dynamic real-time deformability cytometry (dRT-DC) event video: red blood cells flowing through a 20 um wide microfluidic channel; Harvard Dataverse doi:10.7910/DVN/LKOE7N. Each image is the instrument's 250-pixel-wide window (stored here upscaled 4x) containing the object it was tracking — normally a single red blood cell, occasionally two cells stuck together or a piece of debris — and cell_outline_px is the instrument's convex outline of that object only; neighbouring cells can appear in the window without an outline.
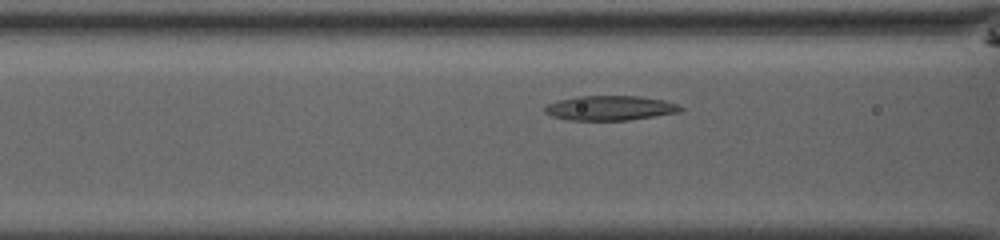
{"species": "common noctule bat (a hibernating species)", "species_latin": "Nyctalus noctula", "temperature_condition": "room temperature", "stored_images_in_passage": 35, "camera_frame_rate_fps": 3000, "um_per_image_px": 0.085, "animal": {"sex": "male", "body_mass_g": 13.0, "forearm_length_mm": 53.1}, "frame": {"image": 1, "passage_image": 6, "time_ms": 1.667, "image_size_px": [1000, 240], "cell_outline_px": [[684, 108], [680, 112], [656, 116], [628, 120], [568, 120], [552, 116], [544, 112], [544, 108], [548, 104], [560, 100], [576, 96], [640, 96], [664, 100], [676, 104]], "centroid_in_image_um": [51.87, 9.18], "position_along_channel_um": 114.7, "area_um2": 19.48}}
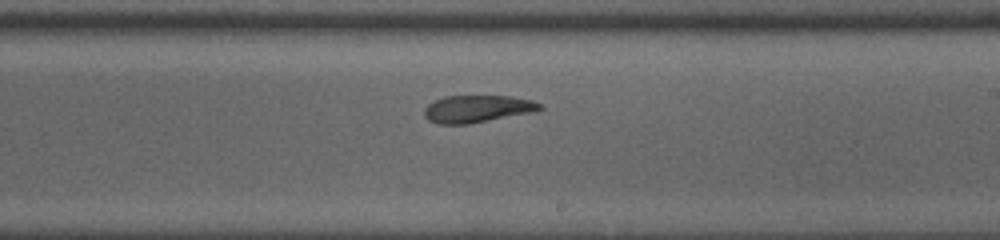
{"frame": {"image": 2, "passage_image": 16, "time_ms": 5.0, "image_size_px": [1000, 240], "cell_outline_px": [[544, 108], [532, 112], [468, 124], [436, 124], [428, 120], [424, 116], [424, 108], [428, 104], [444, 96], [512, 96], [532, 100], [540, 104]], "centroid_in_image_um": [40.54, 9.25], "position_along_channel_um": 248.5, "area_um2": 18.32}}
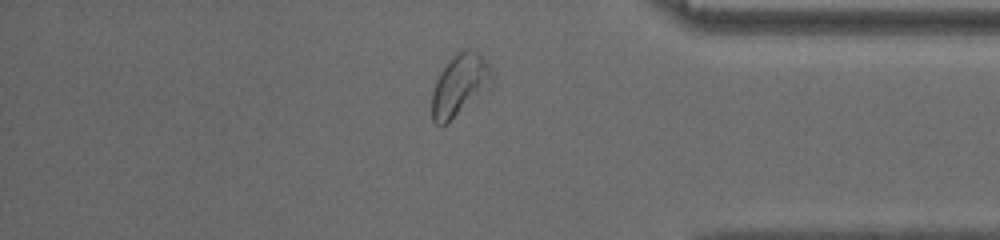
{"frame": {"image": 3, "passage_image": 28, "time_ms": 9.0, "image_size_px": [1000, 240], "cell_outline_px": [[496, 72], [492, 84], [488, 88], [448, 124], [436, 124], [432, 120], [432, 88], [440, 72], [464, 48], [468, 48], [476, 52]], "centroid_in_image_um": [39.09, 7.27], "position_along_channel_um": 396.1, "area_um2": 21.39}, "authors_computed_cell_mechanics": {"area_um2": 19.5364, "velocity_mm_per_s": 4.0166, "shape_relaxation_time_tau1_ms": 9.8545, "shape_relaxation_time_tau2_ms": 3.1531, "deformation_change_tau1": 0.2561, "deformation_change_tau2": 0.0877}}